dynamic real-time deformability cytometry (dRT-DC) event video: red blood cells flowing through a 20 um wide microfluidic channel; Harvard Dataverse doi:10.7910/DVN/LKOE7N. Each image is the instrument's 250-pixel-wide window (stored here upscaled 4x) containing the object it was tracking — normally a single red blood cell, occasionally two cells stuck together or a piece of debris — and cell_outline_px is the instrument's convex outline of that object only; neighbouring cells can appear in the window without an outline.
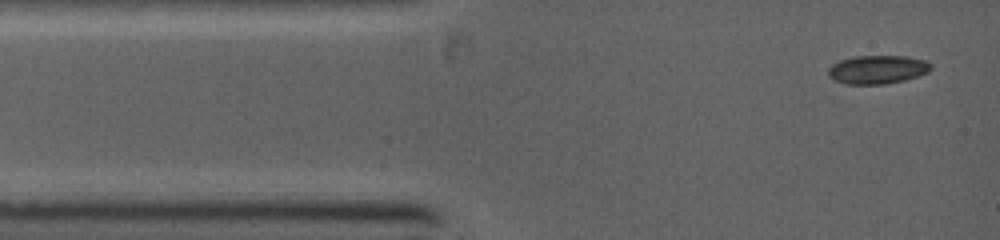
{"species": "common noctule bat (a hibernating species)", "species_latin": "Nyctalus noctula", "temperature_condition": "warm", "stored_images_in_passage": 33, "camera_frame_rate_fps": 5000, "um_per_image_px": 0.085, "animal": {"sex": "female", "body_mass_g": 19.0, "forearm_length_mm": 53.3}, "frame": {"image": 1, "passage_image": 1, "time_ms": 0.0, "image_size_px": [1000, 240], "cell_outline_px": [[932, 68], [928, 72], [920, 76], [904, 80], [884, 84], [844, 84], [832, 80], [828, 76], [828, 68], [832, 64], [840, 60], [856, 56], [908, 56], [924, 60], [932, 64]], "centroid_in_image_um": [74.58, 5.91], "position_along_channel_um": 10.4, "area_um2": 17.28}}
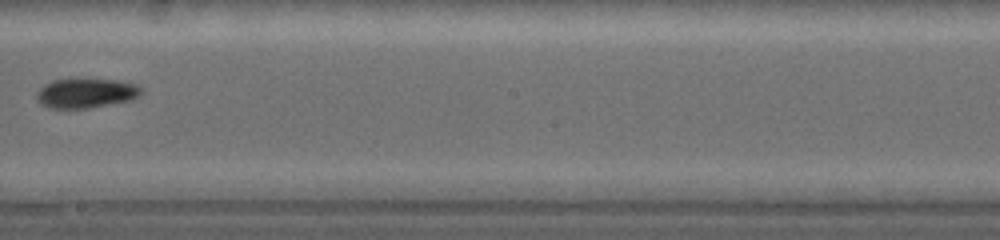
{"frame": {"image": 2, "passage_image": 14, "time_ms": 6.0, "image_size_px": [1000, 240], "cell_outline_px": [[144, 92], [140, 96], [132, 100], [88, 108], [48, 108], [40, 104], [36, 96], [36, 92], [44, 84], [52, 80], [80, 76], [120, 80], [136, 84], [144, 88]], "centroid_in_image_um": [7.34, 7.86], "position_along_channel_um": 240.9, "area_um2": 19.07}}
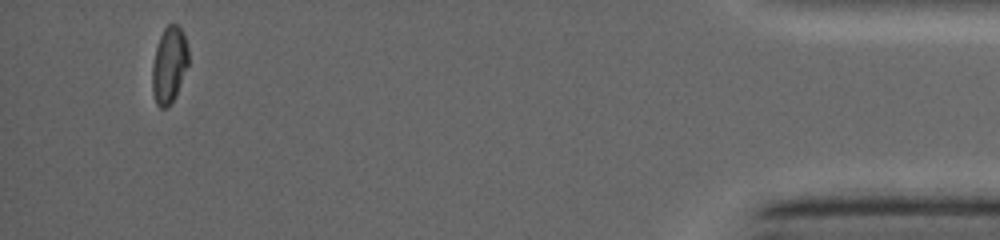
{"frame": {"image": 3, "passage_image": 32, "time_ms": 11.8, "image_size_px": [1000, 240], "cell_outline_px": [[188, 64], [176, 96], [168, 108], [160, 108], [156, 104], [152, 92], [152, 64], [156, 48], [160, 36], [164, 28], [168, 24], [176, 24], [184, 32], [188, 44]], "centroid_in_image_um": [14.38, 5.53], "position_along_channel_um": 420.8, "area_um2": 16.36}}